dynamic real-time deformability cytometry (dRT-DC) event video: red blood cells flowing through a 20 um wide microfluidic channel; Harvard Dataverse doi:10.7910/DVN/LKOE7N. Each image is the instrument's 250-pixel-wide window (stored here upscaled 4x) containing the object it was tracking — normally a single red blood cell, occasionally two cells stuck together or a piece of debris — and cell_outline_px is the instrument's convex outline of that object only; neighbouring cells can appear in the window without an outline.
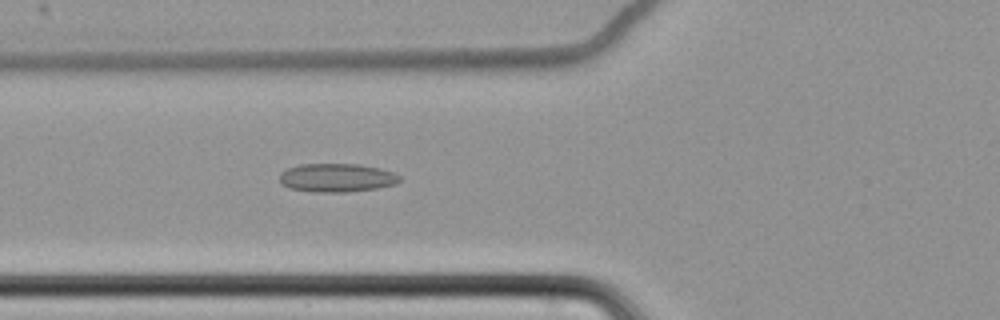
{"species": "common noctule bat (a hibernating species)", "species_latin": "Nyctalus noctula", "temperature_condition": "cold", "stored_images_in_passage": 58, "camera_frame_rate_fps": 3000, "um_per_image_px": 0.085, "animal": {"sex": "female", "body_mass_g": 22.7, "forearm_length_mm": 54.2}, "frame": {"image": 1, "passage_image": 21, "time_ms": 6.667, "image_size_px": [1000, 320], "cell_outline_px": [[400, 180], [396, 184], [376, 188], [348, 192], [312, 192], [288, 188], [280, 184], [280, 172], [288, 168], [300, 164], [360, 164], [380, 168], [392, 172], [400, 176]], "centroid_in_image_um": [28.6, 15.11], "position_along_channel_um": 97.2, "area_um2": 20.11}}
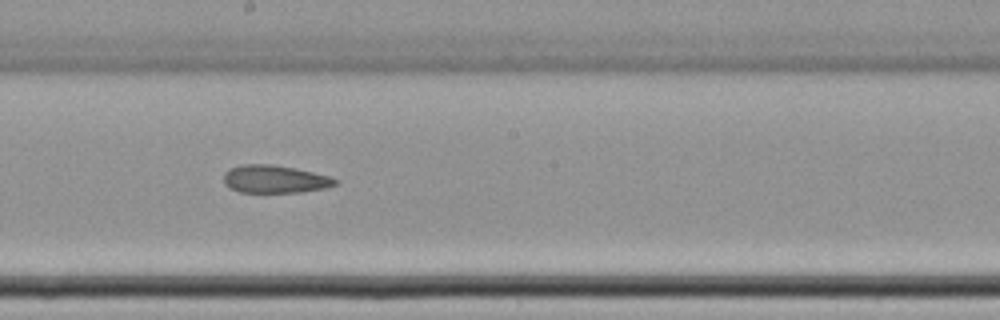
{"frame": {"image": 2, "passage_image": 32, "time_ms": 10.333, "image_size_px": [1000, 320], "cell_outline_px": [[336, 184], [328, 188], [300, 192], [240, 192], [228, 188], [224, 184], [224, 172], [228, 168], [240, 164], [272, 164], [296, 168], [332, 176], [336, 180]], "centroid_in_image_um": [23.34, 15.22], "position_along_channel_um": 224.9, "area_um2": 18.38}}
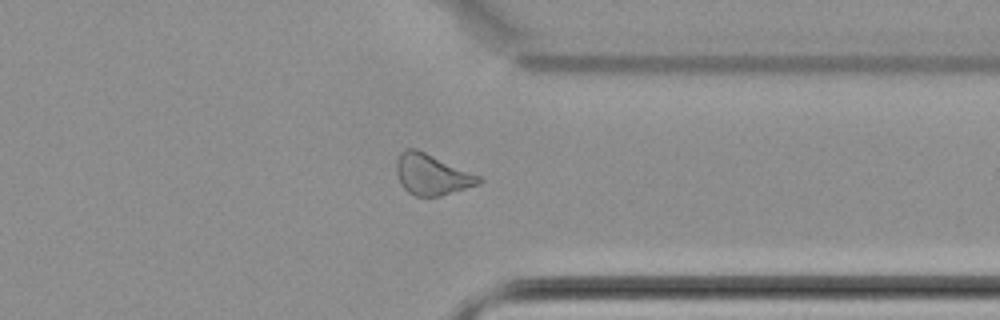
{"frame": {"image": 3, "passage_image": 45, "time_ms": 14.667, "image_size_px": [1000, 320], "cell_outline_px": [[484, 180], [480, 184], [440, 196], [416, 196], [408, 192], [400, 184], [396, 172], [396, 160], [400, 152], [404, 148], [416, 148], [480, 176]], "centroid_in_image_um": [36.68, 14.83], "position_along_channel_um": 374.7, "area_um2": 19.65}}